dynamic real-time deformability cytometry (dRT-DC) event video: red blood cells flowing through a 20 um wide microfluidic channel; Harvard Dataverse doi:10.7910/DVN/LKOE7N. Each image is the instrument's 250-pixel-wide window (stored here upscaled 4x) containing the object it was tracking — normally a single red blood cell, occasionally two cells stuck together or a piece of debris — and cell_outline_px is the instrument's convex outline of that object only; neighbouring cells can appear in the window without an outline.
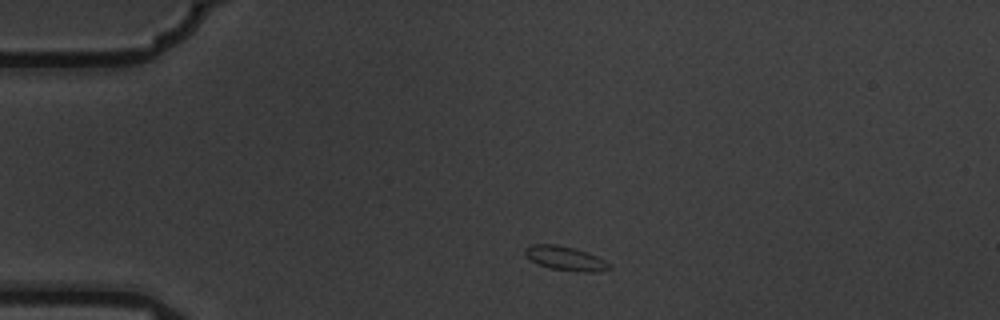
{"species": "common noctule bat (a hibernating species)", "species_latin": "Nyctalus noctula", "temperature_condition": "warm", "stored_images_in_passage": 2, "camera_frame_rate_fps": 3000, "um_per_image_px": 0.085, "animal": {"sex": "male", "body_mass_g": 19.5, "forearm_length_mm": 54.6}, "frame": {"image": 1, "passage_image": 1, "time_ms": 0.0, "image_size_px": [1000, 320], "cell_outline_px": [[612, 268], [600, 272], [580, 272], [548, 268], [536, 264], [524, 252], [524, 248], [532, 244], [556, 244], [576, 248], [588, 252], [612, 264]], "centroid_in_image_um": [48.09, 21.97], "position_along_channel_um": 36.9, "area_um2": 12.08}}